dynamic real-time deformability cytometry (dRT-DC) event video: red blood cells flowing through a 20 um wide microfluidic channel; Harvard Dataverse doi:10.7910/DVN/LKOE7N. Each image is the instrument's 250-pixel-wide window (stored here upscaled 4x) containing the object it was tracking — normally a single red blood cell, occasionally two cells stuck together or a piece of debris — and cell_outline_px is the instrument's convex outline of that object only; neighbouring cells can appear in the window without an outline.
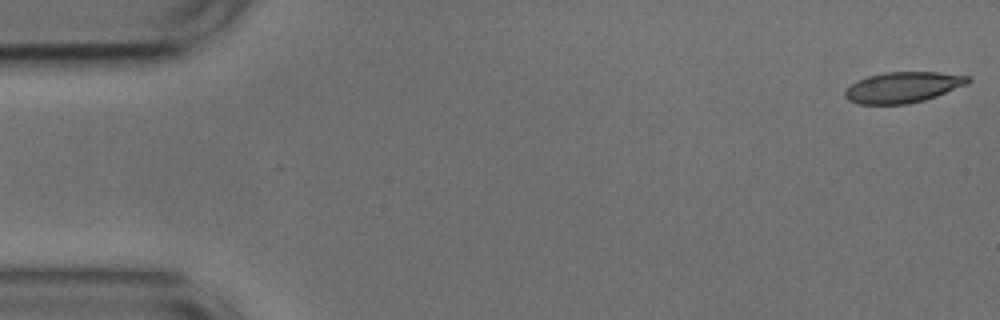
{"species": "common noctule bat (a hibernating species)", "species_latin": "Nyctalus noctula", "temperature_condition": "cold", "stored_images_in_passage": 53, "camera_frame_rate_fps": 3000, "um_per_image_px": 0.085, "animal": {"sex": "male", "body_mass_g": 17.9, "forearm_length_mm": 54.2}, "frame": {"image": 1, "passage_image": 1, "time_ms": 0.0, "image_size_px": [1000, 320], "cell_outline_px": [[972, 80], [968, 84], [936, 96], [924, 100], [908, 104], [860, 104], [848, 100], [844, 96], [844, 92], [856, 80], [868, 76], [884, 72], [936, 72], [972, 76]], "centroid_in_image_um": [76.77, 7.41], "position_along_channel_um": 8.2, "area_um2": 22.14}}
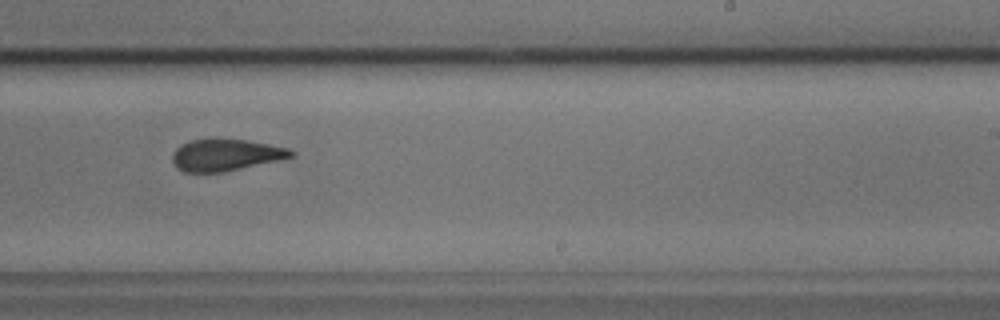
{"frame": {"image": 2, "passage_image": 32, "time_ms": 10.333, "image_size_px": [1000, 320], "cell_outline_px": [[296, 152], [292, 156], [284, 160], [220, 172], [184, 172], [176, 168], [172, 160], [172, 156], [176, 148], [180, 144], [192, 140], [248, 140], [288, 148]], "centroid_in_image_um": [19.2, 13.19], "position_along_channel_um": 269.8, "area_um2": 21.79}}
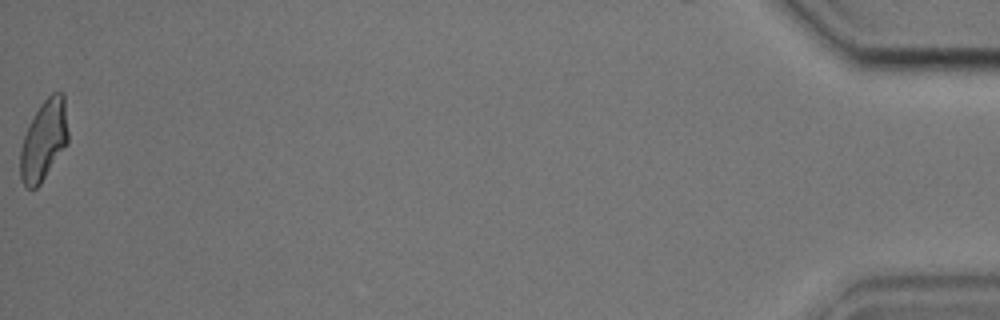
{"frame": {"image": 3, "passage_image": 53, "time_ms": 17.333, "image_size_px": [1000, 320], "cell_outline_px": [[68, 144], [40, 184], [36, 188], [28, 188], [20, 180], [20, 148], [24, 136], [40, 104], [52, 92], [64, 92], [68, 132]], "centroid_in_image_um": [3.74, 11.93], "position_along_channel_um": 431.5, "area_um2": 22.37}, "authors_computed_cell_mechanics": {"area_um2": 22.7154, "velocity_mm_per_s": 3.7407, "shape_relaxation_time_tau1_ms": 4.2971, "shape_relaxation_time_tau2_ms": 2.3229, "deformation_change_tau1": 0.1261, "deformation_change_tau2": 0.0802}}